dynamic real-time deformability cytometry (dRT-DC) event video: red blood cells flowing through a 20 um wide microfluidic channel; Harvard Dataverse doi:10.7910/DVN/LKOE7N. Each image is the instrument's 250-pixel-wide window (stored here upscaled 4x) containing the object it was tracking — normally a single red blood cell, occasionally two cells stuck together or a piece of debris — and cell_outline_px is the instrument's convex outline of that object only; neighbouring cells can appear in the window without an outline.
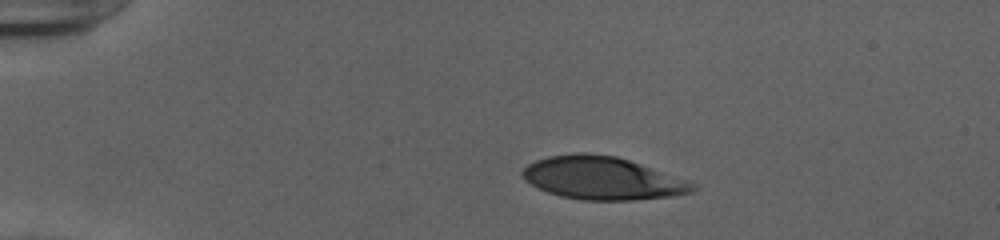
{"species": "human", "species_latin": "Homo sapiens", "temperature_condition": "cold", "stored_images_in_passage": 36, "camera_frame_rate_fps": 3000, "um_per_image_px": 0.085, "donor": {"sex": "female"}, "frame": {"image": 1, "passage_image": 1, "time_ms": 0.0, "image_size_px": [1000, 240], "cell_outline_px": [[696, 188], [692, 192], [672, 196], [632, 200], [580, 200], [560, 196], [548, 192], [524, 180], [520, 172], [528, 164], [536, 160], [548, 156], [576, 152], [584, 152], [616, 156], [640, 164], [696, 184]], "centroid_in_image_um": [51.15, 15.14], "position_along_channel_um": 33.9, "area_um2": 42.19}}
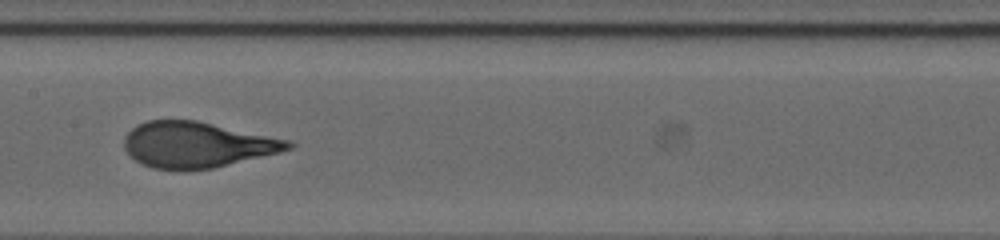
{"frame": {"image": 2, "passage_image": 18, "time_ms": 5.667, "image_size_px": [1000, 240], "cell_outline_px": [[296, 144], [292, 148], [280, 152], [212, 168], [184, 172], [180, 172], [152, 168], [136, 160], [124, 148], [124, 136], [136, 124], [148, 120], [196, 120], [292, 140]], "centroid_in_image_um": [16.75, 12.31], "position_along_channel_um": 190.7, "area_um2": 44.16}}
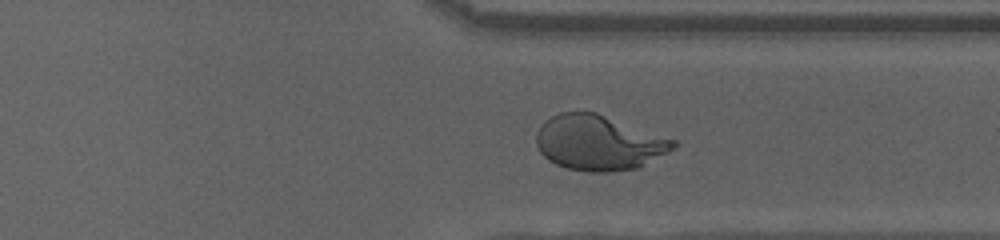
{"frame": {"image": 3, "passage_image": 31, "time_ms": 10.0, "image_size_px": [1000, 240], "cell_outline_px": [[676, 144], [668, 152], [640, 168], [612, 172], [588, 172], [568, 168], [556, 164], [548, 160], [540, 152], [536, 144], [536, 132], [540, 124], [544, 120], [560, 112], [596, 112], [676, 140]], "centroid_in_image_um": [50.87, 12.14], "position_along_channel_um": 360.5, "area_um2": 44.16}, "authors_computed_cell_mechanics": {"area_um2": 44.1303, "velocity_mm_per_s": 3.919, "shape_relaxation_time_tau1_ms": 4.038, "shape_relaxation_time_tau2_ms": null, "deformation_change_tau1": 0.2328, "deformation_change_tau2": null}}